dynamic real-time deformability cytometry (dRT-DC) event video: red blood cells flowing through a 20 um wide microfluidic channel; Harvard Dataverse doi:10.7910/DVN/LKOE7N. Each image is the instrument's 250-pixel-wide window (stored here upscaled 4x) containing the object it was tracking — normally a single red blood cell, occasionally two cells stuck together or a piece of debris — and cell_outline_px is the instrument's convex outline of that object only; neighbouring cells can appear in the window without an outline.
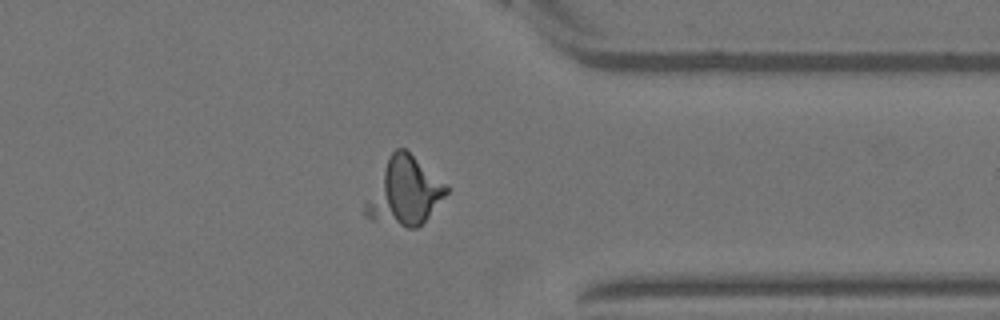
{"species": "Egyptian fruit bat (a non-hibernating species)", "species_latin": "Rousettus aegyptiacus", "temperature_condition": "warm", "stored_images_in_passage": 44, "camera_frame_rate_fps": 3000, "um_per_image_px": 0.085, "animal": {"sex": "female"}, "frame": {"image": 1, "passage_image": 31, "time_ms": 10.0, "image_size_px": [1000, 320], "cell_outline_px": [[448, 192], [428, 216], [416, 228], [408, 228], [372, 220], [364, 212], [364, 200], [388, 156], [396, 148], [404, 148], [448, 184]], "centroid_in_image_um": [34.35, 16.28], "position_along_channel_um": 377.0, "area_um2": 31.67}}
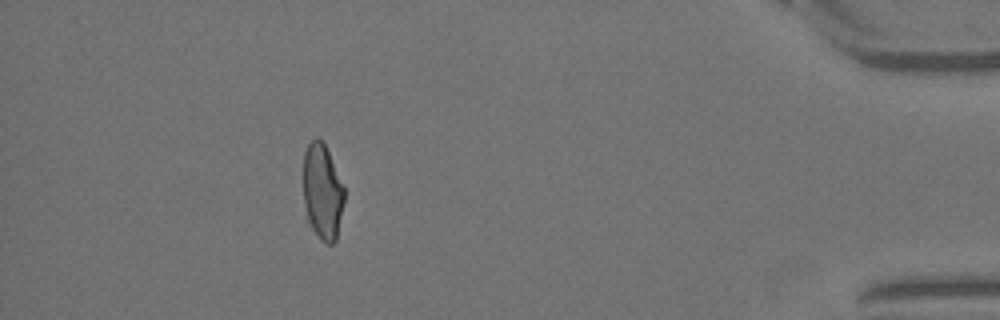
{"frame": {"image": 2, "passage_image": 38, "time_ms": 12.333, "image_size_px": [1000, 320], "cell_outline_px": [[344, 200], [336, 240], [332, 244], [324, 244], [320, 240], [312, 228], [308, 220], [304, 204], [304, 152], [308, 144], [316, 136], [324, 144], [344, 184]], "centroid_in_image_um": [27.41, 16.31], "position_along_channel_um": 407.8, "area_um2": 22.77}}